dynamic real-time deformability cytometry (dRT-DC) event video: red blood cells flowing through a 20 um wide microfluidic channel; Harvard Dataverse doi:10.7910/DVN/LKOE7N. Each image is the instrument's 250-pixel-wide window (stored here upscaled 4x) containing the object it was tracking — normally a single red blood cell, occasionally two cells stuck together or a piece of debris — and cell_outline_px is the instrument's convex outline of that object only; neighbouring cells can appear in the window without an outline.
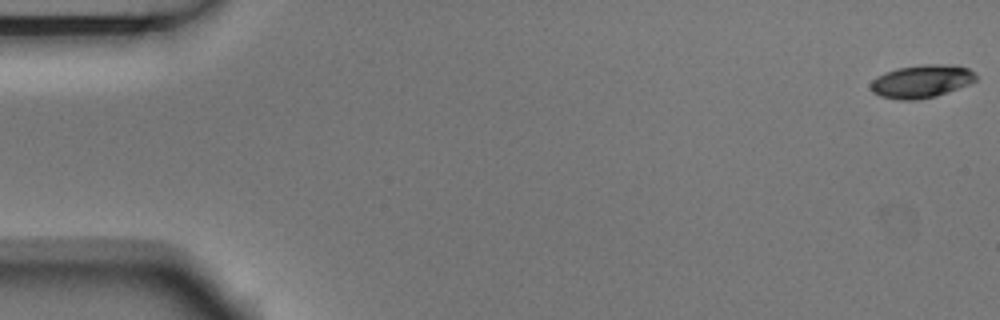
{"species": "Egyptian fruit bat (a non-hibernating species)", "species_latin": "Rousettus aegyptiacus", "temperature_condition": "room temperature", "stored_images_in_passage": 11, "camera_frame_rate_fps": 3000, "um_per_image_px": 0.085, "animal": {"sex": "male"}, "frame": {"image": 1, "passage_image": 1, "time_ms": 0.0, "image_size_px": [1000, 320], "cell_outline_px": [[976, 80], [968, 84], [936, 96], [916, 100], [900, 100], [880, 96], [872, 92], [872, 80], [876, 76], [884, 72], [896, 68], [924, 64], [956, 64], [968, 68], [976, 76]], "centroid_in_image_um": [78.31, 6.9], "position_along_channel_um": 6.7, "area_um2": 20.23}}
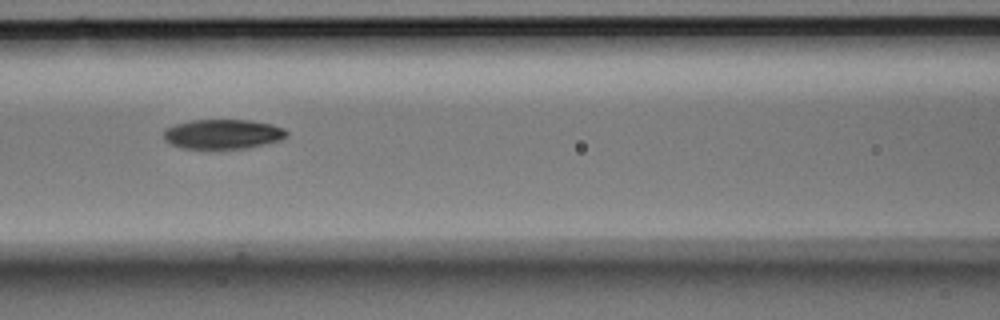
{"frame": {"image": 2, "passage_image": 7, "time_ms": 2.0, "image_size_px": [1000, 320], "cell_outline_px": [[288, 136], [280, 140], [248, 148], [220, 152], [180, 148], [168, 144], [164, 140], [164, 128], [176, 124], [192, 120], [252, 120], [272, 124], [284, 128], [288, 132]], "centroid_in_image_um": [18.91, 11.45], "position_along_channel_um": 147.7, "area_um2": 22.37}}
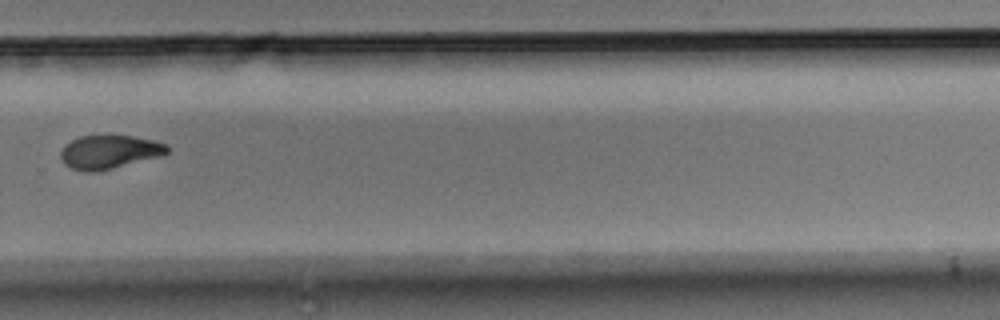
{"frame": {"image": 3, "passage_image": 11, "time_ms": 3.333, "image_size_px": [1000, 320], "cell_outline_px": [[168, 152], [164, 156], [96, 172], [84, 172], [72, 168], [64, 164], [60, 156], [60, 152], [64, 144], [80, 136], [132, 136], [152, 140], [164, 144], [168, 148]], "centroid_in_image_um": [9.27, 12.93], "position_along_channel_um": 320.5, "area_um2": 20.87}}